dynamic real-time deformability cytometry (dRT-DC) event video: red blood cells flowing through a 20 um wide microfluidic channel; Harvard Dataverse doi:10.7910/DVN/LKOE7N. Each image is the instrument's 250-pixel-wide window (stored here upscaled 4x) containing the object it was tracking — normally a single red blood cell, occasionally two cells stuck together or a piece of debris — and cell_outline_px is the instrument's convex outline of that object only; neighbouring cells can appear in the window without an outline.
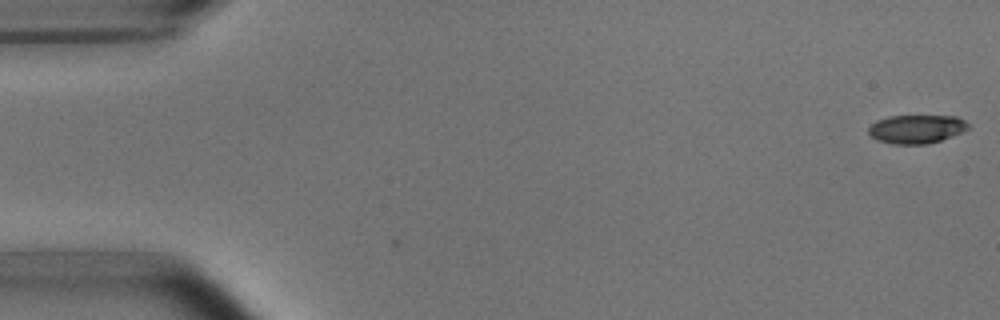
{"species": "common noctule bat (a hibernating species)", "species_latin": "Nyctalus noctula", "temperature_condition": "room temperature", "stored_images_in_passage": 6, "segment_of_instrument_passage": [1, 2], "camera_frame_rate_fps": 3000, "um_per_image_px": 0.085, "animal": {"sex": "male", "body_mass_g": 15.6}, "frame": {"image": 1, "passage_image": 1, "time_ms": 0.0, "image_size_px": [1000, 320], "cell_outline_px": [[968, 128], [952, 136], [928, 144], [892, 144], [876, 140], [868, 132], [868, 128], [876, 120], [888, 116], [956, 116], [964, 120], [968, 124]], "centroid_in_image_um": [77.86, 10.97], "position_along_channel_um": 7.1, "area_um2": 16.53}}